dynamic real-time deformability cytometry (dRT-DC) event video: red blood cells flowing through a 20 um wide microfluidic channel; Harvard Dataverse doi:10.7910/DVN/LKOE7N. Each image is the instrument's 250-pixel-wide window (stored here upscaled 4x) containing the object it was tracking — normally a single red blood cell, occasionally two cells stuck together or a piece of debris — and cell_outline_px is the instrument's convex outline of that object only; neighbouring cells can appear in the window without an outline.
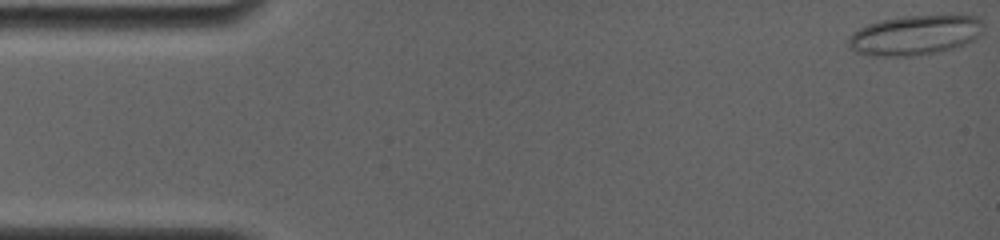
{"species": "common noctule bat (a hibernating species)", "species_latin": "Nyctalus noctula", "temperature_condition": "room temperature", "stored_images_in_passage": 6, "camera_frame_rate_fps": 4000, "um_per_image_px": 0.085, "animal": {"sex": "female", "body_mass_g": 19.0, "forearm_length_mm": 56.7}, "frame": {"image": 1, "passage_image": 1, "time_ms": 0.0, "image_size_px": [1000, 240], "cell_outline_px": [[984, 20], [980, 32], [972, 40], [964, 44], [952, 48], [936, 52], [916, 56], [872, 56], [856, 52], [848, 48], [848, 36], [852, 32], [868, 24], [880, 20], [904, 16], [976, 16]], "centroid_in_image_um": [77.7, 2.99], "position_along_channel_um": 7.3, "area_um2": 31.15}}
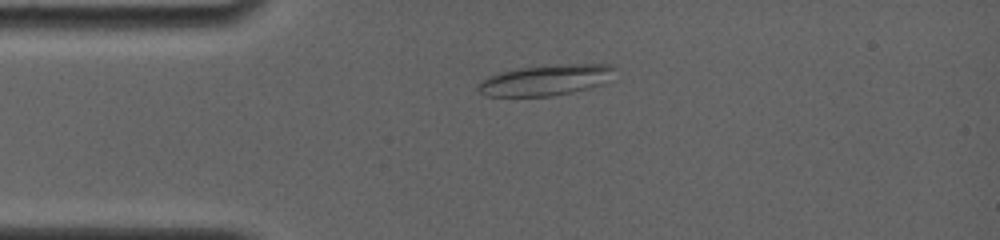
{"frame": {"image": 2, "passage_image": 4, "time_ms": 3.5, "image_size_px": [1000, 240], "cell_outline_px": [[616, 68], [604, 84], [572, 92], [552, 96], [484, 96], [476, 88], [476, 84], [488, 76], [500, 72], [520, 68], [576, 64], [608, 64]], "centroid_in_image_um": [46.34, 6.82], "position_along_channel_um": 38.7, "area_um2": 24.22}}